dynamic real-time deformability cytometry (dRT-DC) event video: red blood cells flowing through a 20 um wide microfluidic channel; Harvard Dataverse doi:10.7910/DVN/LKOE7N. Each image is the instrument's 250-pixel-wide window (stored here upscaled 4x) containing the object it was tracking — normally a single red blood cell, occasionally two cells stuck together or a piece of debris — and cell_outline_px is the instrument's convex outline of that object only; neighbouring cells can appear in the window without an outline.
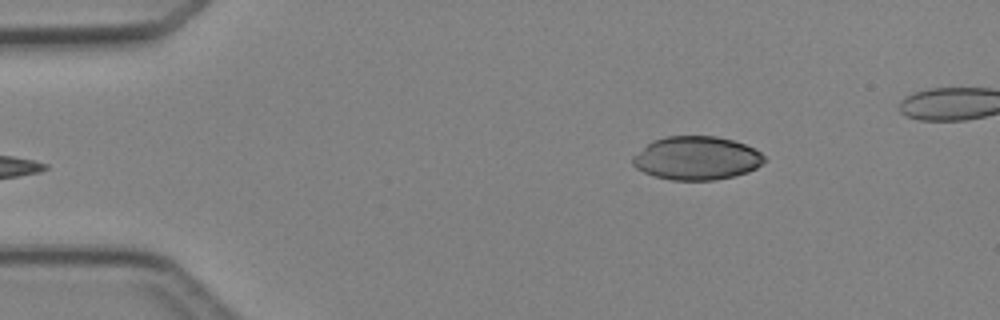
{"species": "Egyptian fruit bat (a non-hibernating species)", "species_latin": "Rousettus aegyptiacus", "temperature_condition": "cold", "stored_images_in_passage": 4, "camera_frame_rate_fps": 3000, "um_per_image_px": 0.085, "animal": {"sex": "female"}, "frame": {"image": 1, "passage_image": 4, "time_ms": 4.333, "image_size_px": [1000, 320], "cell_outline_px": [[768, 160], [756, 168], [748, 172], [716, 180], [672, 180], [656, 176], [644, 172], [636, 168], [632, 164], [632, 156], [652, 140], [664, 136], [716, 136], [732, 140], [744, 144], [760, 152]], "centroid_in_image_um": [59.2, 13.44], "position_along_channel_um": 25.8, "area_um2": 33.41}}